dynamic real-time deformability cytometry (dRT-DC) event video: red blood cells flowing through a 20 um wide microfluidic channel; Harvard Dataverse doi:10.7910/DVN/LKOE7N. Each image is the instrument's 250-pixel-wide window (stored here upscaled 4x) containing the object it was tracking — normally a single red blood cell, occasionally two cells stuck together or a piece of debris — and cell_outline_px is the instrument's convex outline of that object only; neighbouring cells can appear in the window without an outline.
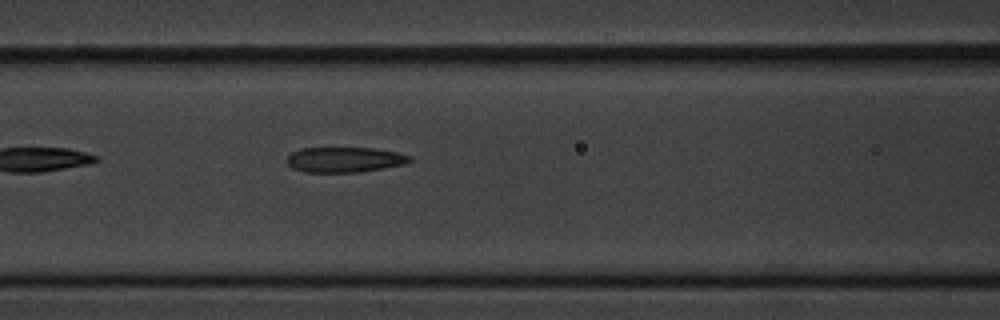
{"species": "common noctule bat (a hibernating species)", "species_latin": "Nyctalus noctula", "temperature_condition": "cold", "stored_images_in_passage": 7, "camera_frame_rate_fps": 3000, "um_per_image_px": 0.085, "animal": {"sex": "male", "body_mass_g": 20.1, "forearm_length_mm": 53.5}, "frame": {"image": 1, "passage_image": 7, "time_ms": 7.0, "image_size_px": [1000, 320], "cell_outline_px": [[412, 160], [404, 164], [384, 168], [356, 172], [304, 172], [292, 168], [288, 164], [288, 156], [292, 152], [300, 148], [376, 148], [396, 152], [412, 156]], "centroid_in_image_um": [29.3, 13.57], "position_along_channel_um": 137.3, "area_um2": 18.03}}